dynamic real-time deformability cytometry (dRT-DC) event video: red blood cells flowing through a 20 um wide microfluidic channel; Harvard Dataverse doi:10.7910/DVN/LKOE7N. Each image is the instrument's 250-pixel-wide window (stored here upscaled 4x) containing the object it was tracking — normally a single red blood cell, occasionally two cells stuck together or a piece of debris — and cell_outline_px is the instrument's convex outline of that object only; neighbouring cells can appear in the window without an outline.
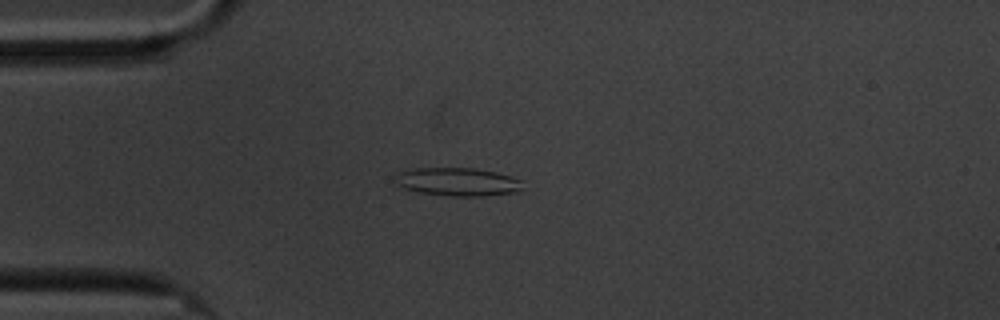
{"species": "common noctule bat (a hibernating species)", "species_latin": "Nyctalus noctula", "temperature_condition": "cold", "stored_images_in_passage": 40, "camera_frame_rate_fps": 3000, "um_per_image_px": 0.085, "animal": {"sex": "male", "body_mass_g": 20.1, "forearm_length_mm": 53.5}, "frame": {"image": 1, "passage_image": 1, "time_ms": 0.0, "image_size_px": [1000, 320], "cell_outline_px": [[520, 192], [484, 196], [452, 196], [416, 192], [404, 188], [400, 184], [396, 172], [412, 168], [472, 168], [496, 172], [520, 180]], "centroid_in_image_um": [38.9, 15.46], "position_along_channel_um": 46.1, "area_um2": 20.75}}
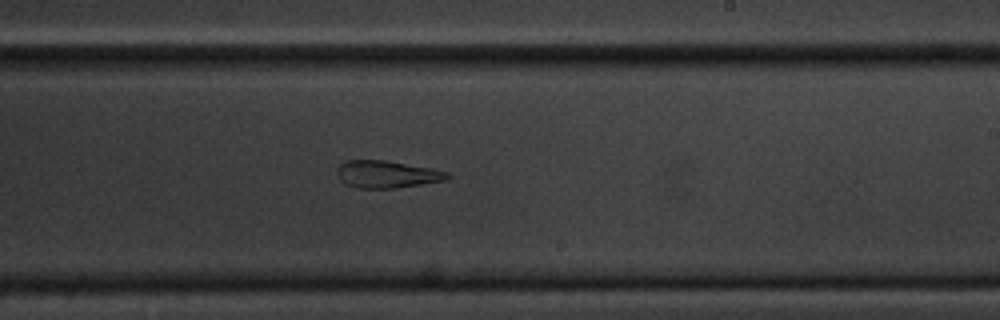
{"frame": {"image": 2, "passage_image": 21, "time_ms": 6.667, "image_size_px": [1000, 320], "cell_outline_px": [[452, 176], [448, 180], [396, 188], [356, 188], [344, 184], [336, 176], [336, 168], [344, 160], [384, 160], [432, 168], [448, 172]], "centroid_in_image_um": [32.86, 14.81], "position_along_channel_um": 256.1, "area_um2": 17.86}}
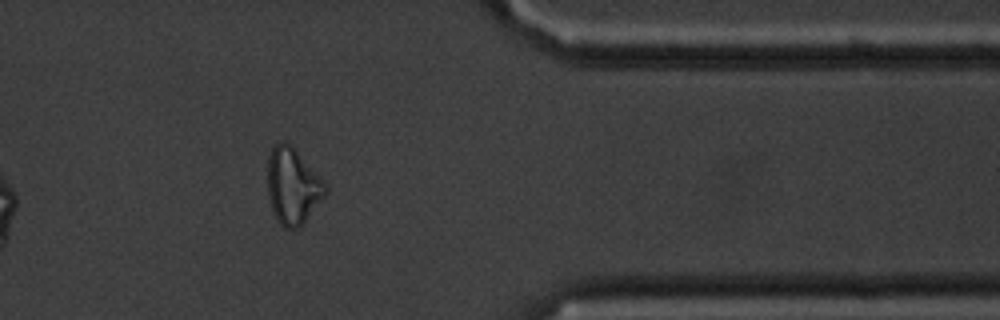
{"frame": {"image": 3, "passage_image": 34, "time_ms": 11.0, "image_size_px": [1000, 320], "cell_outline_px": [[328, 192], [304, 224], [296, 228], [284, 228], [276, 220], [268, 200], [268, 156], [272, 148], [276, 144], [284, 140], [296, 152], [328, 188]], "centroid_in_image_um": [24.85, 15.89], "position_along_channel_um": 386.5, "area_um2": 25.2}, "authors_computed_cell_mechanics": {"area_um2": 18.6116, "velocity_mm_per_s": 3.384, "shape_relaxation_time_tau1_ms": null, "shape_relaxation_time_tau2_ms": 5.5511, "deformation_change_tau1": null, "deformation_change_tau2": 0.1689}}